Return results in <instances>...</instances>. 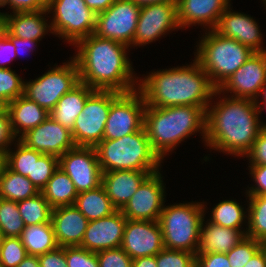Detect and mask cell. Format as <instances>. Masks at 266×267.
<instances>
[{
    "instance_id": "6da1fadb",
    "label": "cell",
    "mask_w": 266,
    "mask_h": 267,
    "mask_svg": "<svg viewBox=\"0 0 266 267\" xmlns=\"http://www.w3.org/2000/svg\"><path fill=\"white\" fill-rule=\"evenodd\" d=\"M214 96L220 99L207 106L204 144L210 150L244 158L263 129L256 102L227 96L218 89Z\"/></svg>"
},
{
    "instance_id": "7a4b0ae2",
    "label": "cell",
    "mask_w": 266,
    "mask_h": 267,
    "mask_svg": "<svg viewBox=\"0 0 266 267\" xmlns=\"http://www.w3.org/2000/svg\"><path fill=\"white\" fill-rule=\"evenodd\" d=\"M75 47L77 51L73 58L78 65L81 83L95 90L120 93L138 89L140 77L135 76L127 56L128 46L93 33L81 39Z\"/></svg>"
},
{
    "instance_id": "3957f363",
    "label": "cell",
    "mask_w": 266,
    "mask_h": 267,
    "mask_svg": "<svg viewBox=\"0 0 266 267\" xmlns=\"http://www.w3.org/2000/svg\"><path fill=\"white\" fill-rule=\"evenodd\" d=\"M186 65L153 70L143 79L139 78L138 90L146 106L207 108L214 100L216 88L196 59Z\"/></svg>"
},
{
    "instance_id": "277c9868",
    "label": "cell",
    "mask_w": 266,
    "mask_h": 267,
    "mask_svg": "<svg viewBox=\"0 0 266 267\" xmlns=\"http://www.w3.org/2000/svg\"><path fill=\"white\" fill-rule=\"evenodd\" d=\"M206 109L198 106H146L143 128L153 150L163 161L191 135L199 132L205 143Z\"/></svg>"
},
{
    "instance_id": "5b68a950",
    "label": "cell",
    "mask_w": 266,
    "mask_h": 267,
    "mask_svg": "<svg viewBox=\"0 0 266 267\" xmlns=\"http://www.w3.org/2000/svg\"><path fill=\"white\" fill-rule=\"evenodd\" d=\"M95 150L102 172L159 171L163 163L144 128L119 139H102Z\"/></svg>"
},
{
    "instance_id": "8992f818",
    "label": "cell",
    "mask_w": 266,
    "mask_h": 267,
    "mask_svg": "<svg viewBox=\"0 0 266 267\" xmlns=\"http://www.w3.org/2000/svg\"><path fill=\"white\" fill-rule=\"evenodd\" d=\"M194 53L213 86L218 89L254 53L235 39L223 37L215 30H204ZM205 34V35H204Z\"/></svg>"
},
{
    "instance_id": "52a82bcc",
    "label": "cell",
    "mask_w": 266,
    "mask_h": 267,
    "mask_svg": "<svg viewBox=\"0 0 266 267\" xmlns=\"http://www.w3.org/2000/svg\"><path fill=\"white\" fill-rule=\"evenodd\" d=\"M206 202H187L164 205L159 223L164 248L197 254L200 226L206 216ZM205 205V206H204Z\"/></svg>"
},
{
    "instance_id": "ba28073f",
    "label": "cell",
    "mask_w": 266,
    "mask_h": 267,
    "mask_svg": "<svg viewBox=\"0 0 266 267\" xmlns=\"http://www.w3.org/2000/svg\"><path fill=\"white\" fill-rule=\"evenodd\" d=\"M47 12L53 34L73 46L95 31L96 14L84 0H48Z\"/></svg>"
},
{
    "instance_id": "9c48e42d",
    "label": "cell",
    "mask_w": 266,
    "mask_h": 267,
    "mask_svg": "<svg viewBox=\"0 0 266 267\" xmlns=\"http://www.w3.org/2000/svg\"><path fill=\"white\" fill-rule=\"evenodd\" d=\"M54 66L40 77L24 81V96L49 113L65 93L80 83L78 65L73 56L68 62Z\"/></svg>"
},
{
    "instance_id": "30bf717a",
    "label": "cell",
    "mask_w": 266,
    "mask_h": 267,
    "mask_svg": "<svg viewBox=\"0 0 266 267\" xmlns=\"http://www.w3.org/2000/svg\"><path fill=\"white\" fill-rule=\"evenodd\" d=\"M113 90H95L76 117L72 137L77 147H96L103 139L112 102L120 95Z\"/></svg>"
},
{
    "instance_id": "8fae6325",
    "label": "cell",
    "mask_w": 266,
    "mask_h": 267,
    "mask_svg": "<svg viewBox=\"0 0 266 267\" xmlns=\"http://www.w3.org/2000/svg\"><path fill=\"white\" fill-rule=\"evenodd\" d=\"M145 108L138 89L121 93L111 104L103 139H119L143 129Z\"/></svg>"
},
{
    "instance_id": "7c38bea8",
    "label": "cell",
    "mask_w": 266,
    "mask_h": 267,
    "mask_svg": "<svg viewBox=\"0 0 266 267\" xmlns=\"http://www.w3.org/2000/svg\"><path fill=\"white\" fill-rule=\"evenodd\" d=\"M141 7L131 0H117L106 11L96 14V36L132 47Z\"/></svg>"
},
{
    "instance_id": "4fadbf2b",
    "label": "cell",
    "mask_w": 266,
    "mask_h": 267,
    "mask_svg": "<svg viewBox=\"0 0 266 267\" xmlns=\"http://www.w3.org/2000/svg\"><path fill=\"white\" fill-rule=\"evenodd\" d=\"M176 29H181L177 18L176 2L143 6L140 9L132 47L155 42Z\"/></svg>"
},
{
    "instance_id": "5bb4252c",
    "label": "cell",
    "mask_w": 266,
    "mask_h": 267,
    "mask_svg": "<svg viewBox=\"0 0 266 267\" xmlns=\"http://www.w3.org/2000/svg\"><path fill=\"white\" fill-rule=\"evenodd\" d=\"M160 171L150 174L121 209L128 220L159 221L166 202V184Z\"/></svg>"
},
{
    "instance_id": "9a60e30c",
    "label": "cell",
    "mask_w": 266,
    "mask_h": 267,
    "mask_svg": "<svg viewBox=\"0 0 266 267\" xmlns=\"http://www.w3.org/2000/svg\"><path fill=\"white\" fill-rule=\"evenodd\" d=\"M60 167L72 180L79 193L97 188L102 171L94 147H75L58 158Z\"/></svg>"
},
{
    "instance_id": "2e32d148",
    "label": "cell",
    "mask_w": 266,
    "mask_h": 267,
    "mask_svg": "<svg viewBox=\"0 0 266 267\" xmlns=\"http://www.w3.org/2000/svg\"><path fill=\"white\" fill-rule=\"evenodd\" d=\"M265 82L266 55L264 52H254L218 90L227 96L256 101L260 99L259 94Z\"/></svg>"
},
{
    "instance_id": "e0dca14e",
    "label": "cell",
    "mask_w": 266,
    "mask_h": 267,
    "mask_svg": "<svg viewBox=\"0 0 266 267\" xmlns=\"http://www.w3.org/2000/svg\"><path fill=\"white\" fill-rule=\"evenodd\" d=\"M19 140L29 148L58 158L76 147L72 132L50 115L40 125L23 134Z\"/></svg>"
},
{
    "instance_id": "ac0fdd59",
    "label": "cell",
    "mask_w": 266,
    "mask_h": 267,
    "mask_svg": "<svg viewBox=\"0 0 266 267\" xmlns=\"http://www.w3.org/2000/svg\"><path fill=\"white\" fill-rule=\"evenodd\" d=\"M121 248L132 259L157 255L164 248L159 221L127 219Z\"/></svg>"
},
{
    "instance_id": "d6986e66",
    "label": "cell",
    "mask_w": 266,
    "mask_h": 267,
    "mask_svg": "<svg viewBox=\"0 0 266 267\" xmlns=\"http://www.w3.org/2000/svg\"><path fill=\"white\" fill-rule=\"evenodd\" d=\"M126 222L121 210L89 221L80 246L91 252L121 247Z\"/></svg>"
},
{
    "instance_id": "ffe728a7",
    "label": "cell",
    "mask_w": 266,
    "mask_h": 267,
    "mask_svg": "<svg viewBox=\"0 0 266 267\" xmlns=\"http://www.w3.org/2000/svg\"><path fill=\"white\" fill-rule=\"evenodd\" d=\"M231 4L220 16L219 22L214 29L223 37L235 39L239 43L248 46L254 52H264V38L260 26L255 18L243 12H234Z\"/></svg>"
},
{
    "instance_id": "44dd1931",
    "label": "cell",
    "mask_w": 266,
    "mask_h": 267,
    "mask_svg": "<svg viewBox=\"0 0 266 267\" xmlns=\"http://www.w3.org/2000/svg\"><path fill=\"white\" fill-rule=\"evenodd\" d=\"M231 0H177V18L181 29L196 24L214 30Z\"/></svg>"
},
{
    "instance_id": "7402d4cb",
    "label": "cell",
    "mask_w": 266,
    "mask_h": 267,
    "mask_svg": "<svg viewBox=\"0 0 266 267\" xmlns=\"http://www.w3.org/2000/svg\"><path fill=\"white\" fill-rule=\"evenodd\" d=\"M51 223L58 247L80 246L89 221L74 206L53 208Z\"/></svg>"
},
{
    "instance_id": "603a6c76",
    "label": "cell",
    "mask_w": 266,
    "mask_h": 267,
    "mask_svg": "<svg viewBox=\"0 0 266 267\" xmlns=\"http://www.w3.org/2000/svg\"><path fill=\"white\" fill-rule=\"evenodd\" d=\"M157 171L118 170L102 172V185L113 205L121 210L141 183Z\"/></svg>"
},
{
    "instance_id": "cb8c5ba5",
    "label": "cell",
    "mask_w": 266,
    "mask_h": 267,
    "mask_svg": "<svg viewBox=\"0 0 266 267\" xmlns=\"http://www.w3.org/2000/svg\"><path fill=\"white\" fill-rule=\"evenodd\" d=\"M47 9L36 12L5 14V29L14 37L40 42L52 32L50 20L46 19ZM49 22V23H48Z\"/></svg>"
},
{
    "instance_id": "d4e9b609",
    "label": "cell",
    "mask_w": 266,
    "mask_h": 267,
    "mask_svg": "<svg viewBox=\"0 0 266 267\" xmlns=\"http://www.w3.org/2000/svg\"><path fill=\"white\" fill-rule=\"evenodd\" d=\"M246 231L247 228L231 229L219 226L208 220L205 221L204 217L200 226L197 254L228 253L246 236Z\"/></svg>"
},
{
    "instance_id": "484cf974",
    "label": "cell",
    "mask_w": 266,
    "mask_h": 267,
    "mask_svg": "<svg viewBox=\"0 0 266 267\" xmlns=\"http://www.w3.org/2000/svg\"><path fill=\"white\" fill-rule=\"evenodd\" d=\"M8 113L13 133L18 139L28 130L44 122L49 112L24 95L8 103Z\"/></svg>"
},
{
    "instance_id": "4316f807",
    "label": "cell",
    "mask_w": 266,
    "mask_h": 267,
    "mask_svg": "<svg viewBox=\"0 0 266 267\" xmlns=\"http://www.w3.org/2000/svg\"><path fill=\"white\" fill-rule=\"evenodd\" d=\"M94 91L95 89L80 82L58 100L49 115L62 126L72 131L76 117L82 112L87 98Z\"/></svg>"
},
{
    "instance_id": "83f0119b",
    "label": "cell",
    "mask_w": 266,
    "mask_h": 267,
    "mask_svg": "<svg viewBox=\"0 0 266 267\" xmlns=\"http://www.w3.org/2000/svg\"><path fill=\"white\" fill-rule=\"evenodd\" d=\"M73 205L88 221L107 217L118 210L110 201L102 184L79 193Z\"/></svg>"
},
{
    "instance_id": "f1b7e54d",
    "label": "cell",
    "mask_w": 266,
    "mask_h": 267,
    "mask_svg": "<svg viewBox=\"0 0 266 267\" xmlns=\"http://www.w3.org/2000/svg\"><path fill=\"white\" fill-rule=\"evenodd\" d=\"M52 208L73 205L78 192L69 176L58 167L41 190Z\"/></svg>"
},
{
    "instance_id": "f546056e",
    "label": "cell",
    "mask_w": 266,
    "mask_h": 267,
    "mask_svg": "<svg viewBox=\"0 0 266 267\" xmlns=\"http://www.w3.org/2000/svg\"><path fill=\"white\" fill-rule=\"evenodd\" d=\"M20 239L28 255L39 256L58 247L51 222L25 226Z\"/></svg>"
},
{
    "instance_id": "4dcf8cb0",
    "label": "cell",
    "mask_w": 266,
    "mask_h": 267,
    "mask_svg": "<svg viewBox=\"0 0 266 267\" xmlns=\"http://www.w3.org/2000/svg\"><path fill=\"white\" fill-rule=\"evenodd\" d=\"M40 193L38 188L25 176L10 170L5 164L0 170V198L15 202L23 201Z\"/></svg>"
},
{
    "instance_id": "1f68e13d",
    "label": "cell",
    "mask_w": 266,
    "mask_h": 267,
    "mask_svg": "<svg viewBox=\"0 0 266 267\" xmlns=\"http://www.w3.org/2000/svg\"><path fill=\"white\" fill-rule=\"evenodd\" d=\"M207 219L213 224L231 229H243L248 223V208L244 209L233 199L220 201L212 208L211 217Z\"/></svg>"
},
{
    "instance_id": "d6a6232c",
    "label": "cell",
    "mask_w": 266,
    "mask_h": 267,
    "mask_svg": "<svg viewBox=\"0 0 266 267\" xmlns=\"http://www.w3.org/2000/svg\"><path fill=\"white\" fill-rule=\"evenodd\" d=\"M246 236L266 244V195H247Z\"/></svg>"
},
{
    "instance_id": "836d02e7",
    "label": "cell",
    "mask_w": 266,
    "mask_h": 267,
    "mask_svg": "<svg viewBox=\"0 0 266 267\" xmlns=\"http://www.w3.org/2000/svg\"><path fill=\"white\" fill-rule=\"evenodd\" d=\"M17 204L25 226L51 222L53 208L41 192L31 198L19 201Z\"/></svg>"
},
{
    "instance_id": "e575fe53",
    "label": "cell",
    "mask_w": 266,
    "mask_h": 267,
    "mask_svg": "<svg viewBox=\"0 0 266 267\" xmlns=\"http://www.w3.org/2000/svg\"><path fill=\"white\" fill-rule=\"evenodd\" d=\"M25 228L15 201L0 198V230L4 237H20Z\"/></svg>"
},
{
    "instance_id": "d590c367",
    "label": "cell",
    "mask_w": 266,
    "mask_h": 267,
    "mask_svg": "<svg viewBox=\"0 0 266 267\" xmlns=\"http://www.w3.org/2000/svg\"><path fill=\"white\" fill-rule=\"evenodd\" d=\"M16 147L8 149L4 156V164L13 172L22 176H32L33 149L26 146L19 139L16 140Z\"/></svg>"
},
{
    "instance_id": "8d00e7d4",
    "label": "cell",
    "mask_w": 266,
    "mask_h": 267,
    "mask_svg": "<svg viewBox=\"0 0 266 267\" xmlns=\"http://www.w3.org/2000/svg\"><path fill=\"white\" fill-rule=\"evenodd\" d=\"M57 168L58 157L49 154H42L41 152L33 149L32 176H28L27 178L41 192Z\"/></svg>"
},
{
    "instance_id": "74e56055",
    "label": "cell",
    "mask_w": 266,
    "mask_h": 267,
    "mask_svg": "<svg viewBox=\"0 0 266 267\" xmlns=\"http://www.w3.org/2000/svg\"><path fill=\"white\" fill-rule=\"evenodd\" d=\"M24 95V80L11 68H0V97L7 103Z\"/></svg>"
},
{
    "instance_id": "f35d334b",
    "label": "cell",
    "mask_w": 266,
    "mask_h": 267,
    "mask_svg": "<svg viewBox=\"0 0 266 267\" xmlns=\"http://www.w3.org/2000/svg\"><path fill=\"white\" fill-rule=\"evenodd\" d=\"M264 245L261 241L245 236L227 254L230 267H243Z\"/></svg>"
},
{
    "instance_id": "ab89813d",
    "label": "cell",
    "mask_w": 266,
    "mask_h": 267,
    "mask_svg": "<svg viewBox=\"0 0 266 267\" xmlns=\"http://www.w3.org/2000/svg\"><path fill=\"white\" fill-rule=\"evenodd\" d=\"M27 256L20 237H4L0 247V264L3 267H17Z\"/></svg>"
},
{
    "instance_id": "60d3db41",
    "label": "cell",
    "mask_w": 266,
    "mask_h": 267,
    "mask_svg": "<svg viewBox=\"0 0 266 267\" xmlns=\"http://www.w3.org/2000/svg\"><path fill=\"white\" fill-rule=\"evenodd\" d=\"M157 267H196V254L163 248L156 255Z\"/></svg>"
},
{
    "instance_id": "b9f144b4",
    "label": "cell",
    "mask_w": 266,
    "mask_h": 267,
    "mask_svg": "<svg viewBox=\"0 0 266 267\" xmlns=\"http://www.w3.org/2000/svg\"><path fill=\"white\" fill-rule=\"evenodd\" d=\"M65 256L67 267H99L96 252H91L81 246H66Z\"/></svg>"
},
{
    "instance_id": "7bdbcfd3",
    "label": "cell",
    "mask_w": 266,
    "mask_h": 267,
    "mask_svg": "<svg viewBox=\"0 0 266 267\" xmlns=\"http://www.w3.org/2000/svg\"><path fill=\"white\" fill-rule=\"evenodd\" d=\"M99 267H132L133 259L121 248L96 252Z\"/></svg>"
},
{
    "instance_id": "ee69618b",
    "label": "cell",
    "mask_w": 266,
    "mask_h": 267,
    "mask_svg": "<svg viewBox=\"0 0 266 267\" xmlns=\"http://www.w3.org/2000/svg\"><path fill=\"white\" fill-rule=\"evenodd\" d=\"M248 158V165H266V131L262 129L255 141L251 150L244 156Z\"/></svg>"
},
{
    "instance_id": "f6af8a7d",
    "label": "cell",
    "mask_w": 266,
    "mask_h": 267,
    "mask_svg": "<svg viewBox=\"0 0 266 267\" xmlns=\"http://www.w3.org/2000/svg\"><path fill=\"white\" fill-rule=\"evenodd\" d=\"M249 173L255 185L246 189V195H266V165H249Z\"/></svg>"
},
{
    "instance_id": "bcb514c9",
    "label": "cell",
    "mask_w": 266,
    "mask_h": 267,
    "mask_svg": "<svg viewBox=\"0 0 266 267\" xmlns=\"http://www.w3.org/2000/svg\"><path fill=\"white\" fill-rule=\"evenodd\" d=\"M17 139L12 130L9 113L0 114V155L4 157Z\"/></svg>"
},
{
    "instance_id": "7dc6e473",
    "label": "cell",
    "mask_w": 266,
    "mask_h": 267,
    "mask_svg": "<svg viewBox=\"0 0 266 267\" xmlns=\"http://www.w3.org/2000/svg\"><path fill=\"white\" fill-rule=\"evenodd\" d=\"M7 5L12 13L36 12L47 9L48 0H5L1 8Z\"/></svg>"
},
{
    "instance_id": "c3c4849f",
    "label": "cell",
    "mask_w": 266,
    "mask_h": 267,
    "mask_svg": "<svg viewBox=\"0 0 266 267\" xmlns=\"http://www.w3.org/2000/svg\"><path fill=\"white\" fill-rule=\"evenodd\" d=\"M40 267H67L65 247H57L55 250L38 256Z\"/></svg>"
},
{
    "instance_id": "681fc988",
    "label": "cell",
    "mask_w": 266,
    "mask_h": 267,
    "mask_svg": "<svg viewBox=\"0 0 266 267\" xmlns=\"http://www.w3.org/2000/svg\"><path fill=\"white\" fill-rule=\"evenodd\" d=\"M196 267H230L226 253L196 254Z\"/></svg>"
},
{
    "instance_id": "f907efd6",
    "label": "cell",
    "mask_w": 266,
    "mask_h": 267,
    "mask_svg": "<svg viewBox=\"0 0 266 267\" xmlns=\"http://www.w3.org/2000/svg\"><path fill=\"white\" fill-rule=\"evenodd\" d=\"M17 58L16 47L12 41L3 33L0 36V68H11L6 65Z\"/></svg>"
},
{
    "instance_id": "816d5d0a",
    "label": "cell",
    "mask_w": 266,
    "mask_h": 267,
    "mask_svg": "<svg viewBox=\"0 0 266 267\" xmlns=\"http://www.w3.org/2000/svg\"><path fill=\"white\" fill-rule=\"evenodd\" d=\"M4 34L12 41L13 45L16 47V55L27 53L28 51L33 52L38 43V41L14 37L6 29L4 30Z\"/></svg>"
},
{
    "instance_id": "f5cc1de1",
    "label": "cell",
    "mask_w": 266,
    "mask_h": 267,
    "mask_svg": "<svg viewBox=\"0 0 266 267\" xmlns=\"http://www.w3.org/2000/svg\"><path fill=\"white\" fill-rule=\"evenodd\" d=\"M243 267H266V244Z\"/></svg>"
},
{
    "instance_id": "db71d44e",
    "label": "cell",
    "mask_w": 266,
    "mask_h": 267,
    "mask_svg": "<svg viewBox=\"0 0 266 267\" xmlns=\"http://www.w3.org/2000/svg\"><path fill=\"white\" fill-rule=\"evenodd\" d=\"M87 6L95 13L106 11L117 0H84Z\"/></svg>"
},
{
    "instance_id": "11a10c76",
    "label": "cell",
    "mask_w": 266,
    "mask_h": 267,
    "mask_svg": "<svg viewBox=\"0 0 266 267\" xmlns=\"http://www.w3.org/2000/svg\"><path fill=\"white\" fill-rule=\"evenodd\" d=\"M132 267H157L156 255L155 256H144L133 259Z\"/></svg>"
},
{
    "instance_id": "9f6ffc18",
    "label": "cell",
    "mask_w": 266,
    "mask_h": 267,
    "mask_svg": "<svg viewBox=\"0 0 266 267\" xmlns=\"http://www.w3.org/2000/svg\"><path fill=\"white\" fill-rule=\"evenodd\" d=\"M17 267H40L38 256L28 255L21 261Z\"/></svg>"
},
{
    "instance_id": "6f0895ef",
    "label": "cell",
    "mask_w": 266,
    "mask_h": 267,
    "mask_svg": "<svg viewBox=\"0 0 266 267\" xmlns=\"http://www.w3.org/2000/svg\"><path fill=\"white\" fill-rule=\"evenodd\" d=\"M131 1L139 7L152 5L156 3L177 2V0H131Z\"/></svg>"
},
{
    "instance_id": "680465c9",
    "label": "cell",
    "mask_w": 266,
    "mask_h": 267,
    "mask_svg": "<svg viewBox=\"0 0 266 267\" xmlns=\"http://www.w3.org/2000/svg\"><path fill=\"white\" fill-rule=\"evenodd\" d=\"M256 105L258 107V111H259V115H261L262 110L266 109V100H262V101H255ZM261 102V103H260ZM264 107V108H263ZM262 128L266 125V123L264 122H260Z\"/></svg>"
},
{
    "instance_id": "91938a15",
    "label": "cell",
    "mask_w": 266,
    "mask_h": 267,
    "mask_svg": "<svg viewBox=\"0 0 266 267\" xmlns=\"http://www.w3.org/2000/svg\"><path fill=\"white\" fill-rule=\"evenodd\" d=\"M7 12H0V36L4 33L5 30V14Z\"/></svg>"
},
{
    "instance_id": "94428289",
    "label": "cell",
    "mask_w": 266,
    "mask_h": 267,
    "mask_svg": "<svg viewBox=\"0 0 266 267\" xmlns=\"http://www.w3.org/2000/svg\"><path fill=\"white\" fill-rule=\"evenodd\" d=\"M8 112V103L0 97V114Z\"/></svg>"
},
{
    "instance_id": "6125c7cd",
    "label": "cell",
    "mask_w": 266,
    "mask_h": 267,
    "mask_svg": "<svg viewBox=\"0 0 266 267\" xmlns=\"http://www.w3.org/2000/svg\"><path fill=\"white\" fill-rule=\"evenodd\" d=\"M259 97L261 98L262 97V99H257L256 101H261V100H266V82H265V84L262 86V89H261V92H260V94H259Z\"/></svg>"
},
{
    "instance_id": "be15d7a7",
    "label": "cell",
    "mask_w": 266,
    "mask_h": 267,
    "mask_svg": "<svg viewBox=\"0 0 266 267\" xmlns=\"http://www.w3.org/2000/svg\"><path fill=\"white\" fill-rule=\"evenodd\" d=\"M3 164H4V157L0 155V170Z\"/></svg>"
},
{
    "instance_id": "e7e4bbea",
    "label": "cell",
    "mask_w": 266,
    "mask_h": 267,
    "mask_svg": "<svg viewBox=\"0 0 266 267\" xmlns=\"http://www.w3.org/2000/svg\"><path fill=\"white\" fill-rule=\"evenodd\" d=\"M3 238H4V236H3V234H2V232H1V230H0V247H1V245H2Z\"/></svg>"
},
{
    "instance_id": "03108f58",
    "label": "cell",
    "mask_w": 266,
    "mask_h": 267,
    "mask_svg": "<svg viewBox=\"0 0 266 267\" xmlns=\"http://www.w3.org/2000/svg\"><path fill=\"white\" fill-rule=\"evenodd\" d=\"M4 2L5 0H0V7L3 5Z\"/></svg>"
},
{
    "instance_id": "003e7915",
    "label": "cell",
    "mask_w": 266,
    "mask_h": 267,
    "mask_svg": "<svg viewBox=\"0 0 266 267\" xmlns=\"http://www.w3.org/2000/svg\"><path fill=\"white\" fill-rule=\"evenodd\" d=\"M262 1H263L264 5H265V9H266V0H262Z\"/></svg>"
}]
</instances>
